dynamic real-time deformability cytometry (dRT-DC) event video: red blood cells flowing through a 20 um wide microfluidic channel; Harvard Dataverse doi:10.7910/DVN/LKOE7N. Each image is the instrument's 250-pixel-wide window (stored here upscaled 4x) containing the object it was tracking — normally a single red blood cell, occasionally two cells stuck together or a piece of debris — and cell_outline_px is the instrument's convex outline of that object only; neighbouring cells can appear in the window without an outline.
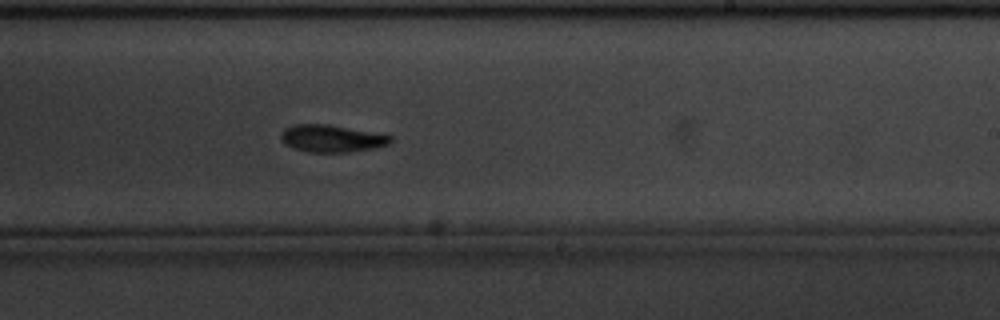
{"species": "common noctule bat (a hibernating species)", "species_latin": "Nyctalus noctula", "temperature_condition": "cold", "stored_images_in_passage": 58, "camera_frame_rate_fps": 3000, "um_per_image_px": 0.085, "animal": {"sex": "male", "body_mass_g": 20.1, "forearm_length_mm": 53.5}, "frame": {"image": 1, "passage_image": 34, "time_ms": 11.0, "image_size_px": [1000, 320], "cell_outline_px": [[392, 140], [388, 144], [372, 148], [348, 152], [308, 152], [292, 148], [284, 144], [280, 136], [284, 128], [296, 124], [328, 124], [392, 136]], "centroid_in_image_um": [28.13, 11.77], "position_along_channel_um": 260.9, "area_um2": 17.22}}
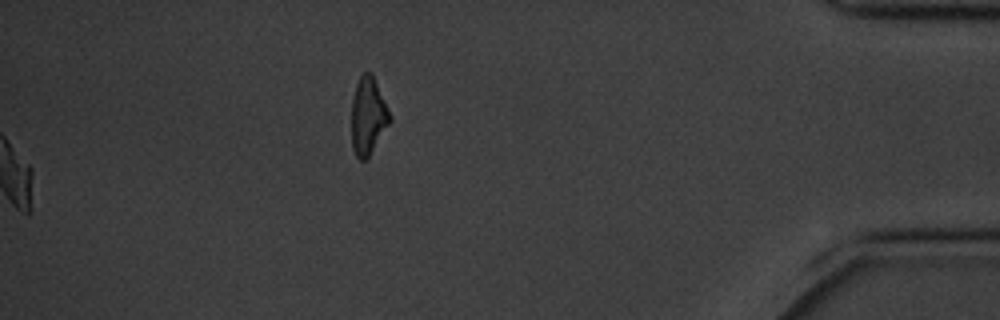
{"frame": {"image": 2, "passage_image": 58, "time_ms": 19.0, "image_size_px": [1000, 320], "cell_outline_px": [[392, 120], [368, 156], [364, 160], [360, 160], [356, 156], [352, 148], [352, 100], [356, 84], [360, 76], [364, 72], [372, 72], [392, 116]], "centroid_in_image_um": [31.3, 9.83], "position_along_channel_um": 403.9, "area_um2": 17.22}, "authors_computed_cell_mechanics": {"area_um2": 17.5712, "velocity_mm_per_s": 3.4763, "shape_relaxation_time_tau1_ms": 4.2298, "shape_relaxation_time_tau2_ms": null, "deformation_change_tau1": 0.1347, "deformation_change_tau2": null}}